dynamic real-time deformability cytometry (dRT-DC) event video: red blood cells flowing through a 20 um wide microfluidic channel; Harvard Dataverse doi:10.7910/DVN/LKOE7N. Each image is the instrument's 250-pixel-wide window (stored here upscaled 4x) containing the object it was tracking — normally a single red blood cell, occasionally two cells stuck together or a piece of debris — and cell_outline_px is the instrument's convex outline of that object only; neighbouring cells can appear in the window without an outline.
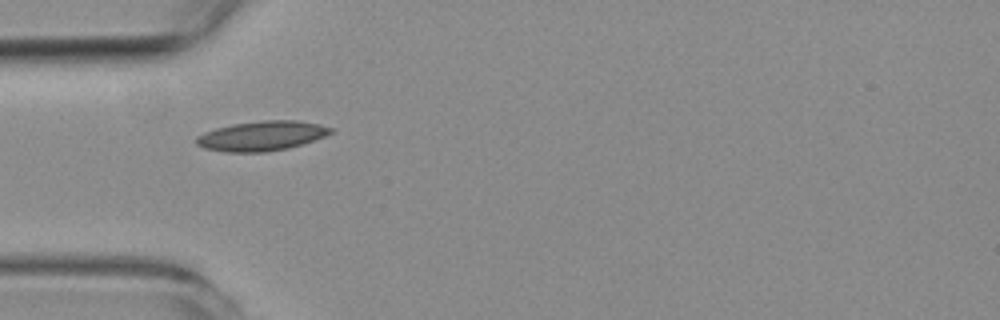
{"species": "common noctule bat (a hibernating species)", "species_latin": "Nyctalus noctula", "temperature_condition": "room temperature", "stored_images_in_passage": 33, "camera_frame_rate_fps": 3000, "um_per_image_px": 0.085, "animal": {"sex": "female", "body_mass_g": 19.3, "forearm_length_mm": 54.1}, "frame": {"image": 1, "passage_image": 1, "time_ms": 0.0, "image_size_px": [1000, 320], "cell_outline_px": [[332, 132], [324, 136], [288, 148], [264, 152], [228, 152], [204, 148], [196, 144], [196, 136], [204, 132], [216, 128], [232, 124], [264, 120], [296, 120], [316, 124], [332, 128]], "centroid_in_image_um": [22.19, 11.55], "position_along_channel_um": 62.8, "area_um2": 22.95}}
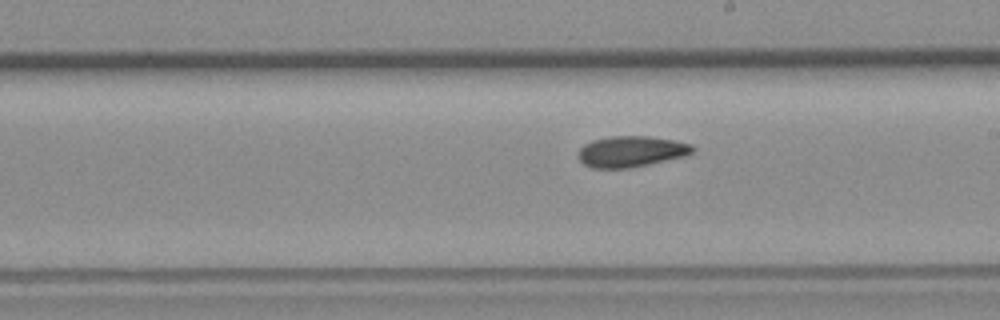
{"frame": {"image": 2, "passage_image": 15, "time_ms": 4.667, "image_size_px": [1000, 320], "cell_outline_px": [[696, 152], [684, 156], [648, 164], [628, 168], [592, 168], [584, 164], [576, 156], [576, 152], [584, 144], [592, 140], [612, 136], [648, 136], [672, 140], [692, 144], [696, 148]], "centroid_in_image_um": [53.63, 12.87], "position_along_channel_um": 235.4, "area_um2": 20.75}}
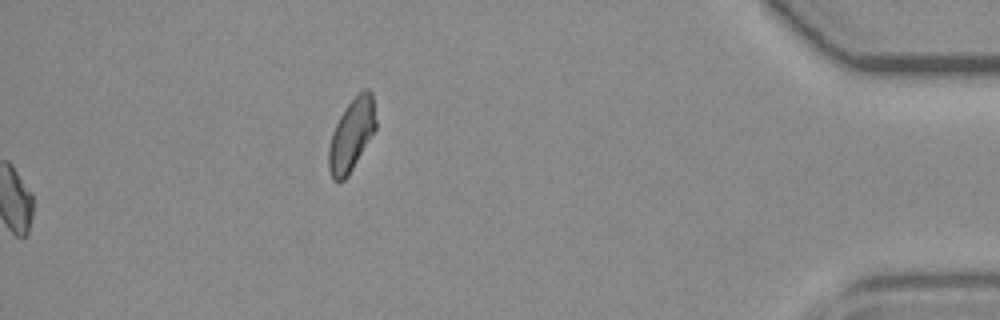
{"frame": {"image": 3, "passage_image": 33, "time_ms": 10.667, "image_size_px": [1000, 320], "cell_outline_px": [[376, 128], [348, 176], [344, 180], [332, 180], [328, 168], [328, 148], [332, 132], [344, 108], [364, 88], [368, 88], [372, 92], [376, 120]], "centroid_in_image_um": [29.87, 11.46], "position_along_channel_um": 405.3, "area_um2": 19.71}, "authors_computed_cell_mechanics": {"area_um2": 20.4034, "velocity_mm_per_s": 3.7189, "shape_relaxation_time_tau1_ms": 8.0082, "shape_relaxation_time_tau2_ms": 4.9109, "deformation_change_tau1": 0.1471, "deformation_change_tau2": 0.0874}}